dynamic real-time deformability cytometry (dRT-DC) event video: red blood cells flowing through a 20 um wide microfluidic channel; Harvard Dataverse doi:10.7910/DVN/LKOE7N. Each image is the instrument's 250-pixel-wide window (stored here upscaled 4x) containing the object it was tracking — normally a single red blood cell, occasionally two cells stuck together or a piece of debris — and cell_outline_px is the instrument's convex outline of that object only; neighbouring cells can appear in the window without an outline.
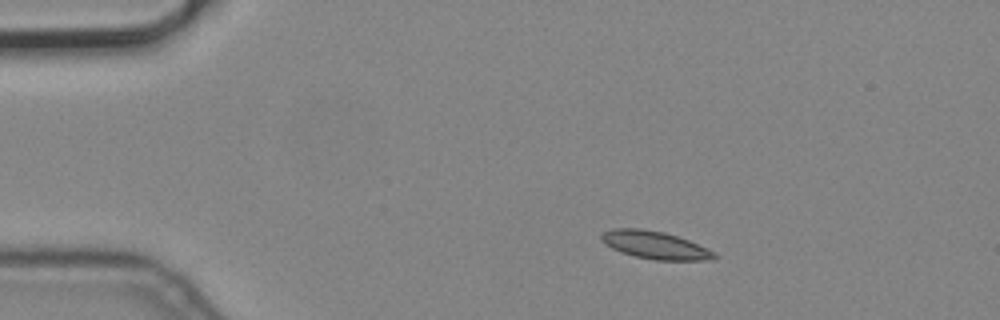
{"species": "common noctule bat (a hibernating species)", "species_latin": "Nyctalus noctula", "temperature_condition": "cold", "stored_images_in_passage": 3, "camera_frame_rate_fps": 3000, "um_per_image_px": 0.085, "animal": {"sex": "male", "body_mass_g": 19.2, "forearm_length_mm": 51.8}, "frame": {"image": 1, "passage_image": 1, "time_ms": 0.0, "image_size_px": [1000, 320], "cell_outline_px": [[720, 256], [704, 260], [652, 260], [620, 252], [604, 244], [600, 240], [600, 236], [604, 232], [612, 228], [640, 228], [664, 232], [688, 240], [716, 252]], "centroid_in_image_um": [55.65, 20.83], "position_along_channel_um": 29.4, "area_um2": 18.26}}